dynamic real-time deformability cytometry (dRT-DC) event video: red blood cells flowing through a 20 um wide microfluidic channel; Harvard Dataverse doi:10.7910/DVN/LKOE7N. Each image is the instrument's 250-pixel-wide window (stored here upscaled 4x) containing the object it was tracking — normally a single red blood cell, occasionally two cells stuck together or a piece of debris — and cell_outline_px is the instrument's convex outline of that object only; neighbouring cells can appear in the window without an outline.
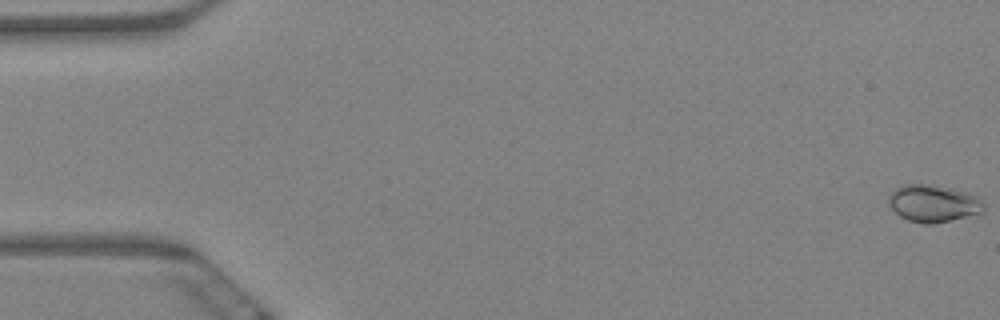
{"species": "Egyptian fruit bat (a non-hibernating species)", "species_latin": "Rousettus aegyptiacus", "temperature_condition": "warm", "stored_images_in_passage": 65, "camera_frame_rate_fps": 3000, "um_per_image_px": 0.085, "animal": {"sex": "female"}, "frame": {"image": 1, "passage_image": 1, "time_ms": 0.0, "image_size_px": [1000, 320], "cell_outline_px": [[984, 212], [932, 224], [924, 224], [908, 220], [900, 216], [888, 204], [888, 196], [896, 188], [904, 184], [928, 184], [952, 188], [964, 192], [980, 200], [984, 204]], "centroid_in_image_um": [79.29, 17.29], "position_along_channel_um": 5.7, "area_um2": 20.35}}
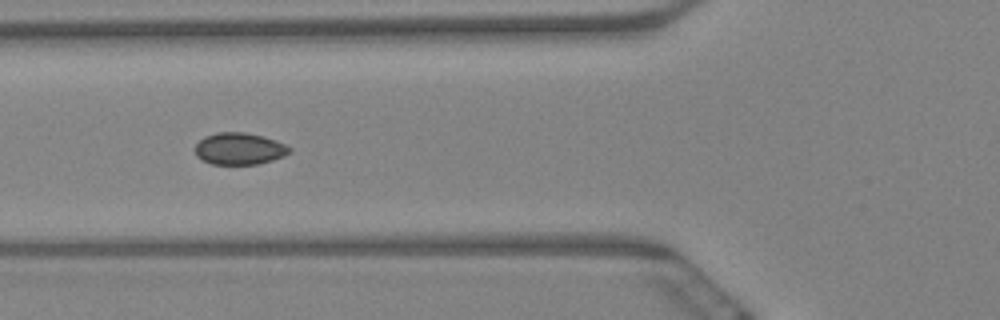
{"frame": {"image": 2, "passage_image": 25, "time_ms": 8.0, "image_size_px": [1000, 320], "cell_outline_px": [[292, 152], [284, 156], [272, 160], [256, 164], [212, 164], [196, 156], [192, 148], [204, 136], [216, 132], [244, 132], [264, 136], [276, 140], [292, 148]], "centroid_in_image_um": [20.33, 12.63], "position_along_channel_um": 105.5, "area_um2": 17.74}}
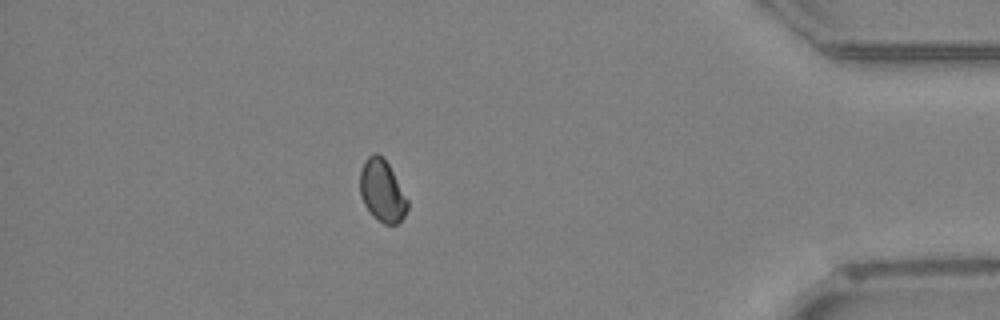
{"frame": {"image": 3, "passage_image": 57, "time_ms": 18.667, "image_size_px": [1000, 320], "cell_outline_px": [[408, 208], [404, 216], [396, 224], [384, 224], [376, 220], [372, 216], [364, 204], [360, 196], [360, 172], [368, 156], [372, 152], [376, 152], [388, 164], [408, 200]], "centroid_in_image_um": [32.47, 16.25], "position_along_channel_um": 402.7, "area_um2": 16.99}, "authors_computed_cell_mechanics": {"area_um2": 17.5134, "velocity_mm_per_s": 3.1972, "shape_relaxation_time_tau1_ms": null, "shape_relaxation_time_tau2_ms": 1.9378, "deformation_change_tau1": null, "deformation_change_tau2": 0.0356}}